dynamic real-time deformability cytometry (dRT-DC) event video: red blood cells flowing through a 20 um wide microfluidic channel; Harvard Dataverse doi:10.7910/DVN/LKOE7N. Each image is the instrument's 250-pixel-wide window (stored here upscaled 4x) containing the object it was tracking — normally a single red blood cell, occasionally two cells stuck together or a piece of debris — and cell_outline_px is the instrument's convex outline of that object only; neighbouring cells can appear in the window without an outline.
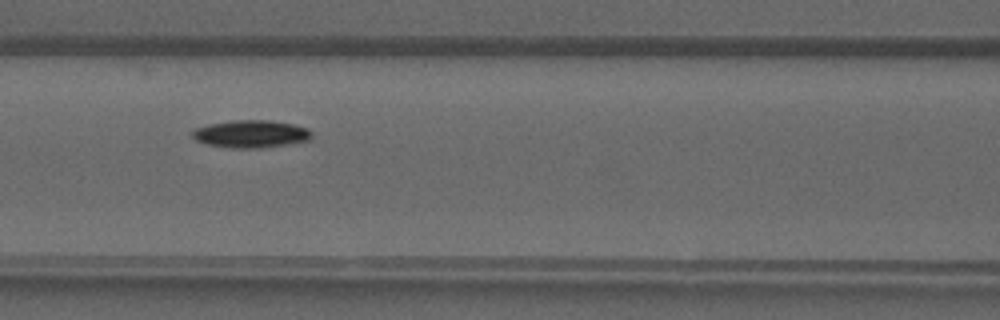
{"species": "common noctule bat (a hibernating species)", "species_latin": "Nyctalus noctula", "temperature_condition": "warm", "stored_images_in_passage": 31, "camera_frame_rate_fps": 3000, "um_per_image_px": 0.085, "animal": {"sex": "male", "forearm_length_mm": 52.5}, "frame": {"image": 1, "passage_image": 11, "time_ms": 3.333, "image_size_px": [1000, 320], "cell_outline_px": [[312, 136], [308, 140], [288, 144], [264, 148], [228, 148], [208, 144], [196, 140], [192, 136], [192, 132], [196, 128], [208, 124], [232, 120], [268, 120], [292, 124], [308, 128], [312, 132]], "centroid_in_image_um": [21.33, 11.38], "position_along_channel_um": 145.3, "area_um2": 19.19}}
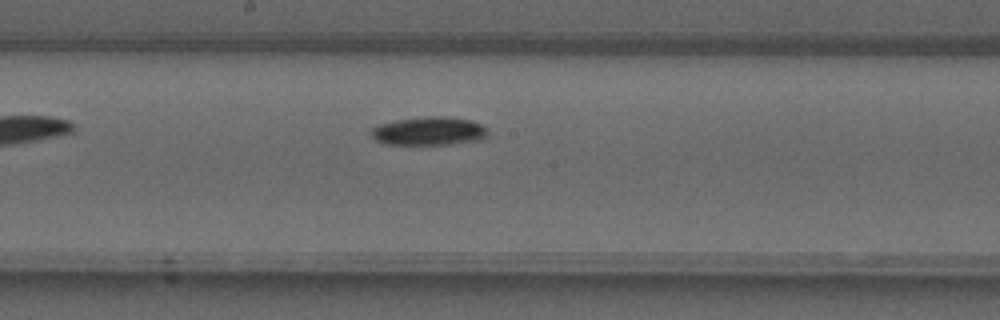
{"frame": {"image": 2, "passage_image": 15, "time_ms": 4.667, "image_size_px": [1000, 320], "cell_outline_px": [[488, 136], [484, 140], [452, 144], [384, 144], [376, 140], [372, 136], [372, 128], [380, 124], [396, 120], [428, 116], [444, 116], [472, 120], [488, 128]], "centroid_in_image_um": [36.54, 11.14], "position_along_channel_um": 211.7, "area_um2": 19.48}}
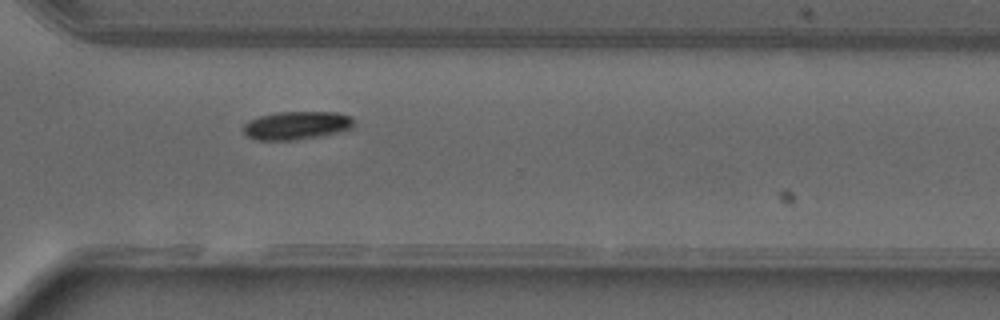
{"frame": {"image": 3, "passage_image": 23, "time_ms": 7.333, "image_size_px": [1000, 320], "cell_outline_px": [[356, 128], [340, 132], [296, 140], [252, 140], [244, 132], [244, 124], [248, 120], [260, 116], [276, 112], [336, 112], [352, 116]], "centroid_in_image_um": [25.25, 10.66], "position_along_channel_um": 345.4, "area_um2": 18.44}}